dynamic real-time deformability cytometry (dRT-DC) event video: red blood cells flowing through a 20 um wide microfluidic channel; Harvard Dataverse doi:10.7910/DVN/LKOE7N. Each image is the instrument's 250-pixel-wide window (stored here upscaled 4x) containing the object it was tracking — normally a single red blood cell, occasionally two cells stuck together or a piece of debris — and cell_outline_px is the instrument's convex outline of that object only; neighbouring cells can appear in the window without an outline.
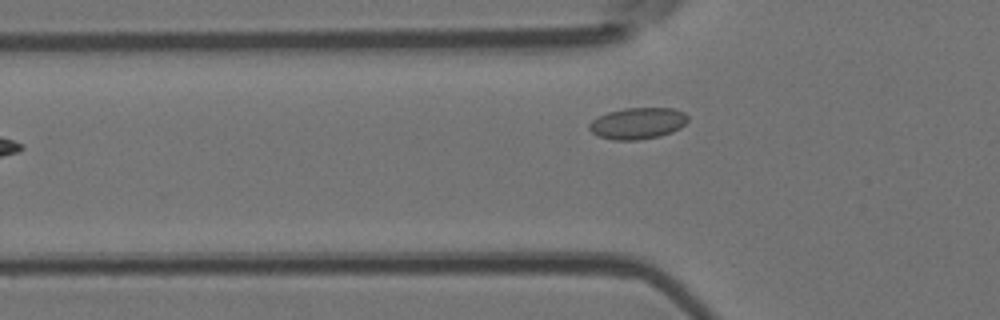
{"species": "Egyptian fruit bat (a non-hibernating species)", "species_latin": "Rousettus aegyptiacus", "temperature_condition": "room temperature", "stored_images_in_passage": 7, "camera_frame_rate_fps": 3000, "um_per_image_px": 0.085, "animal": {"sex": "female"}, "frame": {"image": 1, "passage_image": 7, "time_ms": 7.0, "image_size_px": [1000, 320], "cell_outline_px": [[688, 120], [680, 128], [672, 132], [660, 136], [636, 140], [612, 140], [600, 136], [592, 132], [588, 128], [588, 124], [592, 120], [608, 112], [624, 108], [672, 108], [684, 112], [688, 116]], "centroid_in_image_um": [54.21, 10.48], "position_along_channel_um": 71.6, "area_um2": 18.03}}